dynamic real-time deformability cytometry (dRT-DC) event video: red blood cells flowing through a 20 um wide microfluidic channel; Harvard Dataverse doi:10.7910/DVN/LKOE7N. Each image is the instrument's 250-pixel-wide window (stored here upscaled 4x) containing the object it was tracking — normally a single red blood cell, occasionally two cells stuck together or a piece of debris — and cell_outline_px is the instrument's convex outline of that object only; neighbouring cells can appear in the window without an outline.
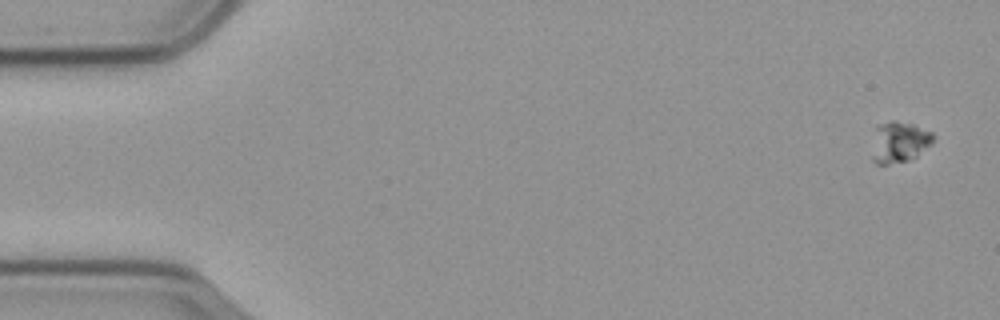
{"species": "common noctule bat (a hibernating species)", "species_latin": "Nyctalus noctula", "temperature_condition": "cold", "stored_images_in_passage": 58, "camera_frame_rate_fps": 3000, "um_per_image_px": 0.085, "animal": {"sex": "male", "body_mass_g": 23.1, "forearm_length_mm": 52.7}, "frame": {"image": 1, "passage_image": 1, "time_ms": 0.0, "image_size_px": [1000, 320], "cell_outline_px": [[936, 136], [932, 144], [916, 156], [908, 160], [888, 164], [876, 164], [872, 160], [872, 156], [876, 128], [880, 124], [892, 120], [912, 124], [932, 132]], "centroid_in_image_um": [76.47, 12.08], "position_along_channel_um": 8.5, "area_um2": 14.51}}
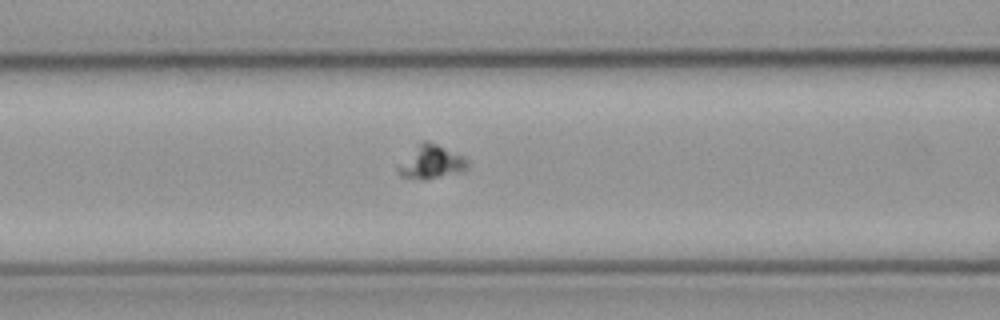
{"frame": {"image": 2, "passage_image": 23, "time_ms": 7.333, "image_size_px": [1000, 320], "cell_outline_px": [[468, 168], [440, 176], [424, 180], [400, 176], [396, 168], [424, 140], [428, 140], [464, 156], [468, 160]], "centroid_in_image_um": [36.67, 13.78], "position_along_channel_um": 129.9, "area_um2": 12.95}}
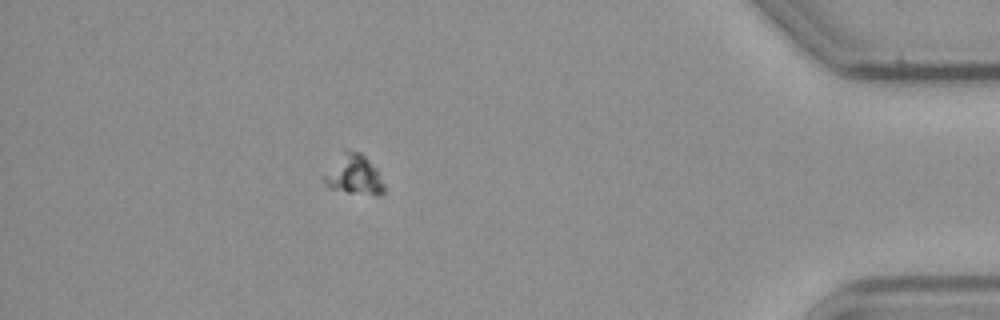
{"frame": {"image": 3, "passage_image": 51, "time_ms": 16.667, "image_size_px": [1000, 320], "cell_outline_px": [[384, 192], [380, 196], [376, 196], [348, 192], [328, 188], [324, 184], [324, 176], [344, 148], [360, 152], [376, 168], [384, 184]], "centroid_in_image_um": [30.1, 14.87], "position_along_channel_um": 405.1, "area_um2": 13.93}}